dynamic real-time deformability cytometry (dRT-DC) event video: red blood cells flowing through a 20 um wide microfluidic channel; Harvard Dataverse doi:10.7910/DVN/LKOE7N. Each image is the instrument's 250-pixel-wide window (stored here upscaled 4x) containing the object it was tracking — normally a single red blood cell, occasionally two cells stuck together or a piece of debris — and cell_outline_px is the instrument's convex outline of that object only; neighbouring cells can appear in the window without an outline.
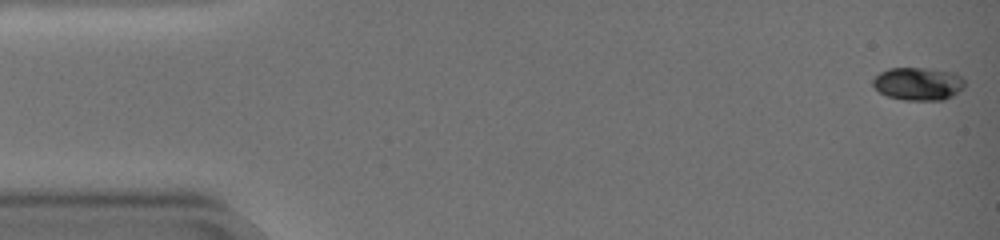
{"species": "common noctule bat (a hibernating species)", "species_latin": "Nyctalus noctula", "temperature_condition": "warm", "stored_images_in_passage": 54, "camera_frame_rate_fps": 3000, "um_per_image_px": 0.085, "animal": {"sex": "female", "body_mass_g": 19.0, "forearm_length_mm": 51.5}, "frame": {"image": 1, "passage_image": 1, "time_ms": 0.0, "image_size_px": [1000, 240], "cell_outline_px": [[964, 88], [952, 96], [944, 100], [904, 100], [888, 96], [880, 92], [872, 84], [872, 80], [880, 72], [888, 68], [928, 68], [952, 72], [960, 76], [964, 80]], "centroid_in_image_um": [78.05, 7.12], "position_along_channel_um": 7.0, "area_um2": 17.63}}
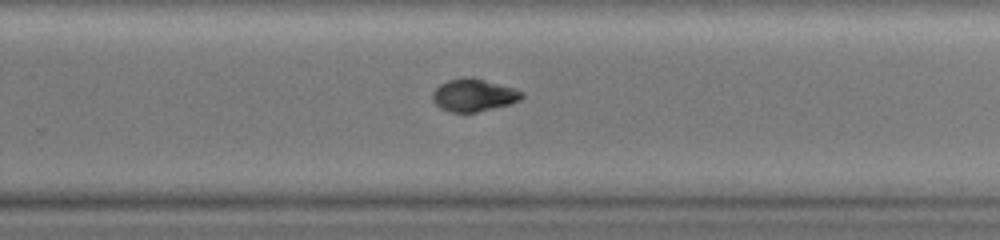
{"frame": {"image": 2, "passage_image": 36, "time_ms": 11.667, "image_size_px": [1000, 240], "cell_outline_px": [[524, 96], [520, 100], [512, 104], [476, 112], [452, 112], [440, 108], [432, 100], [432, 92], [440, 84], [448, 80], [464, 76], [472, 76], [512, 88], [524, 92]], "centroid_in_image_um": [40.26, 8.08], "position_along_channel_um": 289.5, "area_um2": 17.05}}
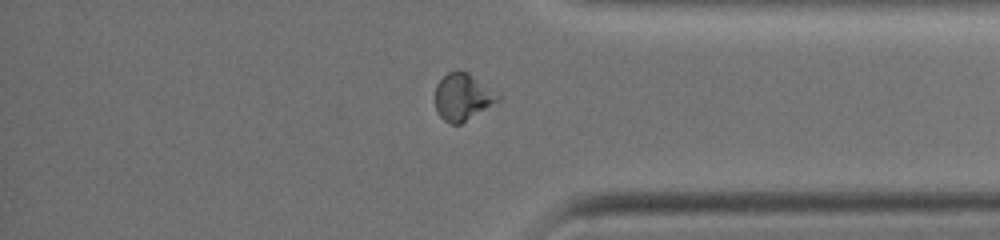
{"frame": {"image": 3, "passage_image": 45, "time_ms": 14.667, "image_size_px": [1000, 240], "cell_outline_px": [[504, 96], [500, 100], [460, 124], [452, 124], [444, 120], [440, 116], [436, 108], [436, 84], [448, 72], [468, 72]], "centroid_in_image_um": [39.37, 8.24], "position_along_channel_um": 395.8, "area_um2": 17.05}, "authors_computed_cell_mechanics": {"area_um2": 17.5134, "velocity_mm_per_s": 3.6064, "shape_relaxation_time_tau1_ms": 6.0797, "shape_relaxation_time_tau2_ms": 3.2976, "deformation_change_tau1": 0.2059, "deformation_change_tau2": 0.0419}}